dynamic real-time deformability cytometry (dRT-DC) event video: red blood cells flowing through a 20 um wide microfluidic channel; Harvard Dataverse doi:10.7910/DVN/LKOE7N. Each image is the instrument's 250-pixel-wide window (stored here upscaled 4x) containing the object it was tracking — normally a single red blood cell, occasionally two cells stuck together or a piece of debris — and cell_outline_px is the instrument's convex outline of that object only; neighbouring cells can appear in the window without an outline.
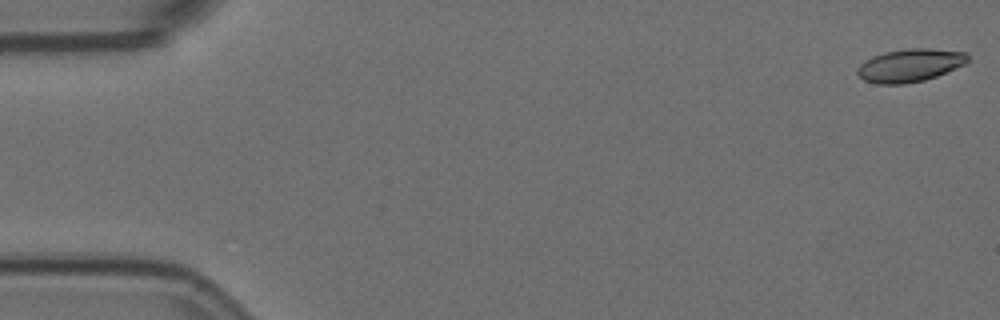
{"species": "Egyptian fruit bat (a non-hibernating species)", "species_latin": "Rousettus aegyptiacus", "temperature_condition": "room temperature", "stored_images_in_passage": 57, "camera_frame_rate_fps": 3000, "um_per_image_px": 0.085, "animal": {"sex": "female"}, "frame": {"image": 1, "passage_image": 1, "time_ms": 0.0, "image_size_px": [1000, 320], "cell_outline_px": [[968, 64], [936, 76], [924, 80], [904, 84], [876, 84], [864, 80], [856, 72], [860, 64], [864, 60], [872, 56], [884, 52], [908, 48], [928, 48], [968, 52]], "centroid_in_image_um": [77.37, 5.55], "position_along_channel_um": 7.6, "area_um2": 21.44}}
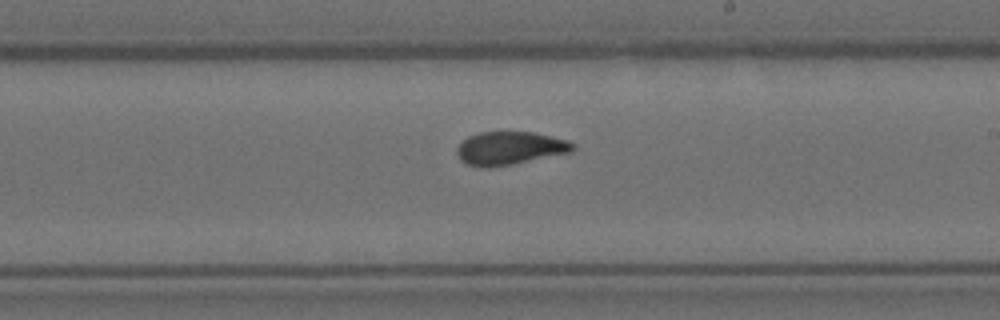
{"frame": {"image": 2, "passage_image": 33, "time_ms": 10.667, "image_size_px": [1000, 320], "cell_outline_px": [[576, 148], [572, 152], [512, 164], [488, 168], [480, 168], [468, 164], [460, 160], [456, 152], [456, 148], [468, 136], [480, 132], [536, 132], [568, 140], [576, 144]], "centroid_in_image_um": [43.36, 12.6], "position_along_channel_um": 245.6, "area_um2": 22.6}}
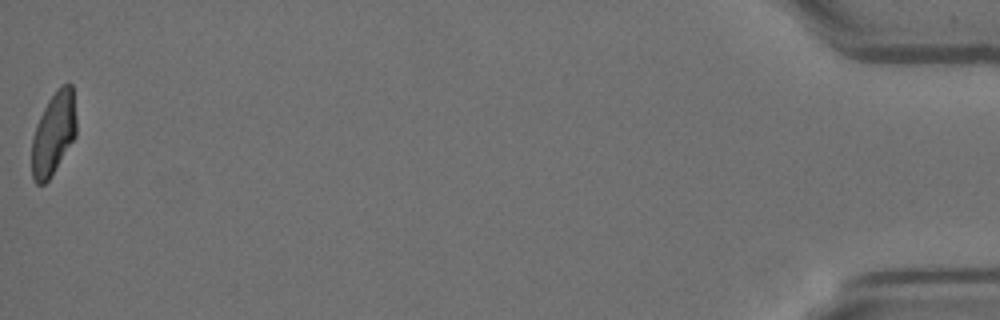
{"frame": {"image": 3, "passage_image": 57, "time_ms": 18.667, "image_size_px": [1000, 320], "cell_outline_px": [[76, 136], [48, 180], [44, 184], [36, 184], [32, 180], [32, 136], [36, 124], [48, 100], [56, 88], [60, 84], [72, 84], [76, 116]], "centroid_in_image_um": [4.54, 11.33], "position_along_channel_um": 430.7, "area_um2": 21.56}, "authors_computed_cell_mechanics": {"area_um2": 22.1952, "velocity_mm_per_s": 3.5652, "shape_relaxation_time_tau1_ms": 4.3846, "shape_relaxation_time_tau2_ms": 1.8736, "deformation_change_tau1": 0.1548, "deformation_change_tau2": 0.0638}}